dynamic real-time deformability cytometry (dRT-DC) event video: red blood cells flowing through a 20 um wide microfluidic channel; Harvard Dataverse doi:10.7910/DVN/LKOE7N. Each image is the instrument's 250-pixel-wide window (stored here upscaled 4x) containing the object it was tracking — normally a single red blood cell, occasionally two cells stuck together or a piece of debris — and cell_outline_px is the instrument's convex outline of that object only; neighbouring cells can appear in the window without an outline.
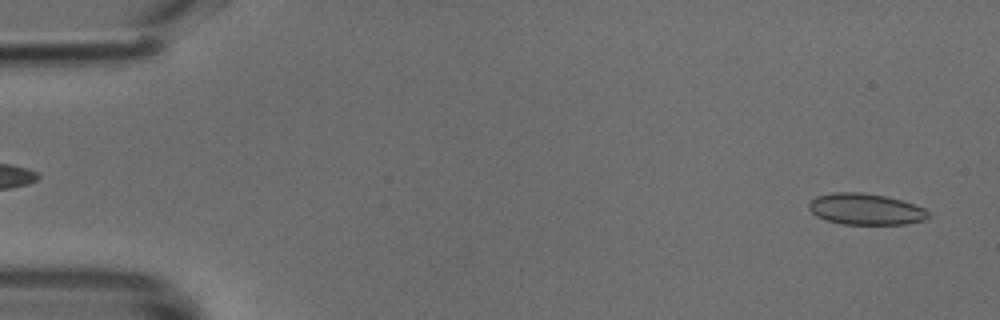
{"species": "common noctule bat (a hibernating species)", "species_latin": "Nyctalus noctula", "temperature_condition": "cold", "stored_images_in_passage": 48, "camera_frame_rate_fps": 3000, "um_per_image_px": 0.085, "animal": {"sex": "male", "body_mass_g": 18.8}, "frame": {"image": 1, "passage_image": 2, "time_ms": 0.333, "image_size_px": [1000, 320], "cell_outline_px": [[928, 216], [924, 220], [908, 224], [840, 224], [824, 220], [816, 216], [808, 208], [808, 204], [816, 196], [832, 192], [860, 192], [884, 196], [900, 200], [924, 208], [928, 212]], "centroid_in_image_um": [73.53, 17.78], "position_along_channel_um": 11.5, "area_um2": 21.73}}
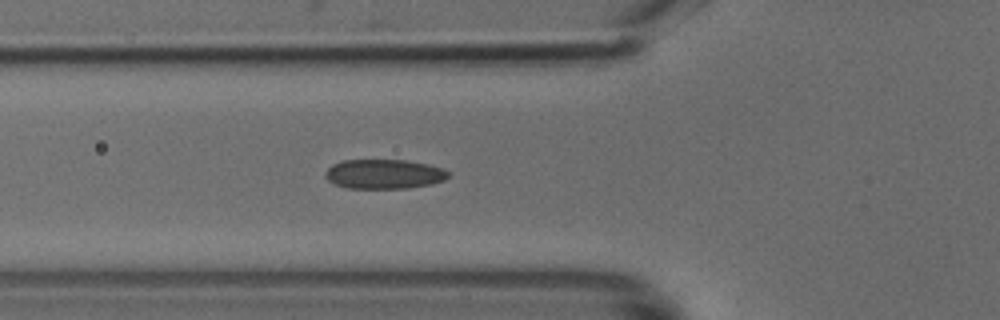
{"frame": {"image": 2, "passage_image": 17, "time_ms": 5.333, "image_size_px": [1000, 320], "cell_outline_px": [[448, 176], [444, 180], [432, 184], [408, 188], [344, 188], [328, 180], [324, 176], [324, 172], [332, 164], [344, 160], [404, 160], [428, 164], [440, 168], [448, 172]], "centroid_in_image_um": [32.6, 14.8], "position_along_channel_um": 93.2, "area_um2": 21.1}}
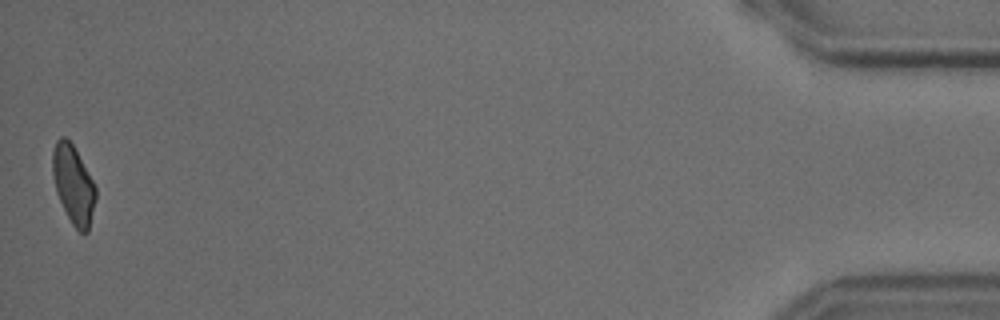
{"frame": {"image": 3, "passage_image": 48, "time_ms": 15.667, "image_size_px": [1000, 320], "cell_outline_px": [[96, 200], [88, 232], [80, 232], [72, 224], [56, 192], [52, 172], [52, 152], [56, 140], [60, 136], [64, 136], [72, 144], [92, 180], [96, 188]], "centroid_in_image_um": [6.22, 15.68], "position_along_channel_um": 429.0, "area_um2": 19.42}}